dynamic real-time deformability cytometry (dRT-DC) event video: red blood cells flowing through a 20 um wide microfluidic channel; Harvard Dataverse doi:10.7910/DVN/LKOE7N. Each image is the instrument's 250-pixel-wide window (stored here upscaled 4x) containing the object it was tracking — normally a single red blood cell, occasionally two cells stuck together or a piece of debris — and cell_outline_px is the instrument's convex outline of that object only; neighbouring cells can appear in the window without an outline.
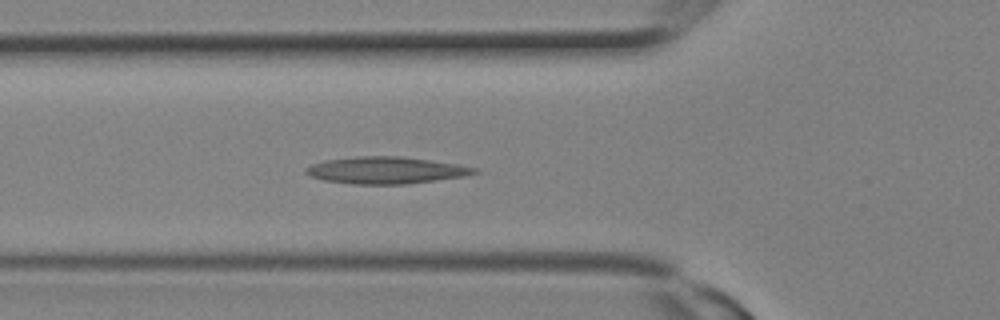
{"species": "Egyptian fruit bat (a non-hibernating species)", "species_latin": "Rousettus aegyptiacus", "temperature_condition": "room temperature", "stored_images_in_passage": 9, "camera_frame_rate_fps": 3000, "um_per_image_px": 0.085, "animal": {"sex": "female"}, "frame": {"image": 1, "passage_image": 9, "time_ms": 2.667, "image_size_px": [1000, 320], "cell_outline_px": [[480, 172], [464, 176], [404, 184], [352, 184], [324, 180], [312, 176], [304, 172], [304, 168], [312, 164], [324, 160], [356, 156], [400, 156], [456, 164], [480, 168]], "centroid_in_image_um": [32.79, 14.46], "position_along_channel_um": 93.0, "area_um2": 26.3}}